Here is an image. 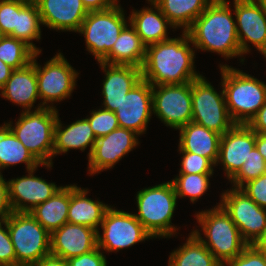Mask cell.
<instances>
[{
	"instance_id": "cell-1",
	"label": "cell",
	"mask_w": 266,
	"mask_h": 266,
	"mask_svg": "<svg viewBox=\"0 0 266 266\" xmlns=\"http://www.w3.org/2000/svg\"><path fill=\"white\" fill-rule=\"evenodd\" d=\"M181 37L146 47L141 67L143 80L155 86L188 83L202 76L194 70L195 50L190 48L188 33L183 31Z\"/></svg>"
},
{
	"instance_id": "cell-2",
	"label": "cell",
	"mask_w": 266,
	"mask_h": 266,
	"mask_svg": "<svg viewBox=\"0 0 266 266\" xmlns=\"http://www.w3.org/2000/svg\"><path fill=\"white\" fill-rule=\"evenodd\" d=\"M230 4L213 0L186 30L196 49L216 52L225 58L242 56Z\"/></svg>"
},
{
	"instance_id": "cell-3",
	"label": "cell",
	"mask_w": 266,
	"mask_h": 266,
	"mask_svg": "<svg viewBox=\"0 0 266 266\" xmlns=\"http://www.w3.org/2000/svg\"><path fill=\"white\" fill-rule=\"evenodd\" d=\"M226 106L235 124H248L266 102V84L242 70L220 65Z\"/></svg>"
},
{
	"instance_id": "cell-4",
	"label": "cell",
	"mask_w": 266,
	"mask_h": 266,
	"mask_svg": "<svg viewBox=\"0 0 266 266\" xmlns=\"http://www.w3.org/2000/svg\"><path fill=\"white\" fill-rule=\"evenodd\" d=\"M39 105L34 111H22L15 126L11 121L5 124L41 165L50 168L53 164L54 128L59 115L56 108Z\"/></svg>"
},
{
	"instance_id": "cell-5",
	"label": "cell",
	"mask_w": 266,
	"mask_h": 266,
	"mask_svg": "<svg viewBox=\"0 0 266 266\" xmlns=\"http://www.w3.org/2000/svg\"><path fill=\"white\" fill-rule=\"evenodd\" d=\"M196 219L208 241L203 239L199 230H193L192 233L223 266L240 255L248 246L238 227L220 204L199 212L196 214Z\"/></svg>"
},
{
	"instance_id": "cell-6",
	"label": "cell",
	"mask_w": 266,
	"mask_h": 266,
	"mask_svg": "<svg viewBox=\"0 0 266 266\" xmlns=\"http://www.w3.org/2000/svg\"><path fill=\"white\" fill-rule=\"evenodd\" d=\"M138 213L134 216L154 238L171 237L177 233L171 219L176 208L177 195L170 181L138 191Z\"/></svg>"
},
{
	"instance_id": "cell-7",
	"label": "cell",
	"mask_w": 266,
	"mask_h": 266,
	"mask_svg": "<svg viewBox=\"0 0 266 266\" xmlns=\"http://www.w3.org/2000/svg\"><path fill=\"white\" fill-rule=\"evenodd\" d=\"M16 266H31L51 254V234L29 212H13L6 220Z\"/></svg>"
},
{
	"instance_id": "cell-8",
	"label": "cell",
	"mask_w": 266,
	"mask_h": 266,
	"mask_svg": "<svg viewBox=\"0 0 266 266\" xmlns=\"http://www.w3.org/2000/svg\"><path fill=\"white\" fill-rule=\"evenodd\" d=\"M124 11L119 4L103 11H89L79 33L85 36L89 53L101 62L111 51L120 32L127 25Z\"/></svg>"
},
{
	"instance_id": "cell-9",
	"label": "cell",
	"mask_w": 266,
	"mask_h": 266,
	"mask_svg": "<svg viewBox=\"0 0 266 266\" xmlns=\"http://www.w3.org/2000/svg\"><path fill=\"white\" fill-rule=\"evenodd\" d=\"M192 121L220 135L235 125L223 88L219 94L203 76L192 81Z\"/></svg>"
},
{
	"instance_id": "cell-10",
	"label": "cell",
	"mask_w": 266,
	"mask_h": 266,
	"mask_svg": "<svg viewBox=\"0 0 266 266\" xmlns=\"http://www.w3.org/2000/svg\"><path fill=\"white\" fill-rule=\"evenodd\" d=\"M40 53L36 52L31 62L36 70L38 94L40 99H43L44 107L55 108L47 104L68 98L76 86V78L79 73L73 69L61 53L55 55L41 68L35 59Z\"/></svg>"
},
{
	"instance_id": "cell-11",
	"label": "cell",
	"mask_w": 266,
	"mask_h": 266,
	"mask_svg": "<svg viewBox=\"0 0 266 266\" xmlns=\"http://www.w3.org/2000/svg\"><path fill=\"white\" fill-rule=\"evenodd\" d=\"M152 106L166 126L180 129L192 121V82L152 86Z\"/></svg>"
},
{
	"instance_id": "cell-12",
	"label": "cell",
	"mask_w": 266,
	"mask_h": 266,
	"mask_svg": "<svg viewBox=\"0 0 266 266\" xmlns=\"http://www.w3.org/2000/svg\"><path fill=\"white\" fill-rule=\"evenodd\" d=\"M221 197L219 204L236 224L243 240L253 245L266 230V209L240 188L226 190Z\"/></svg>"
},
{
	"instance_id": "cell-13",
	"label": "cell",
	"mask_w": 266,
	"mask_h": 266,
	"mask_svg": "<svg viewBox=\"0 0 266 266\" xmlns=\"http://www.w3.org/2000/svg\"><path fill=\"white\" fill-rule=\"evenodd\" d=\"M97 232V247L107 252L119 251L138 242L153 238L134 214L109 207Z\"/></svg>"
},
{
	"instance_id": "cell-14",
	"label": "cell",
	"mask_w": 266,
	"mask_h": 266,
	"mask_svg": "<svg viewBox=\"0 0 266 266\" xmlns=\"http://www.w3.org/2000/svg\"><path fill=\"white\" fill-rule=\"evenodd\" d=\"M233 4L242 56L250 51L247 42L263 55L266 52V11L256 0H234Z\"/></svg>"
},
{
	"instance_id": "cell-15",
	"label": "cell",
	"mask_w": 266,
	"mask_h": 266,
	"mask_svg": "<svg viewBox=\"0 0 266 266\" xmlns=\"http://www.w3.org/2000/svg\"><path fill=\"white\" fill-rule=\"evenodd\" d=\"M134 131L117 128L108 135L98 137L89 157L88 171L90 175L111 169L139 143Z\"/></svg>"
},
{
	"instance_id": "cell-16",
	"label": "cell",
	"mask_w": 266,
	"mask_h": 266,
	"mask_svg": "<svg viewBox=\"0 0 266 266\" xmlns=\"http://www.w3.org/2000/svg\"><path fill=\"white\" fill-rule=\"evenodd\" d=\"M152 111V85L142 79L124 96L115 114L121 128L142 135L146 132Z\"/></svg>"
},
{
	"instance_id": "cell-17",
	"label": "cell",
	"mask_w": 266,
	"mask_h": 266,
	"mask_svg": "<svg viewBox=\"0 0 266 266\" xmlns=\"http://www.w3.org/2000/svg\"><path fill=\"white\" fill-rule=\"evenodd\" d=\"M256 132L246 124H235L221 135L216 165L221 162L230 180L243 166L255 148Z\"/></svg>"
},
{
	"instance_id": "cell-18",
	"label": "cell",
	"mask_w": 266,
	"mask_h": 266,
	"mask_svg": "<svg viewBox=\"0 0 266 266\" xmlns=\"http://www.w3.org/2000/svg\"><path fill=\"white\" fill-rule=\"evenodd\" d=\"M36 169L29 170L28 176L7 181L9 201L13 212H29L62 188V186L57 187L54 182L48 183L34 176Z\"/></svg>"
},
{
	"instance_id": "cell-19",
	"label": "cell",
	"mask_w": 266,
	"mask_h": 266,
	"mask_svg": "<svg viewBox=\"0 0 266 266\" xmlns=\"http://www.w3.org/2000/svg\"><path fill=\"white\" fill-rule=\"evenodd\" d=\"M51 254L68 260L97 247V231L88 226L65 223L50 236Z\"/></svg>"
},
{
	"instance_id": "cell-20",
	"label": "cell",
	"mask_w": 266,
	"mask_h": 266,
	"mask_svg": "<svg viewBox=\"0 0 266 266\" xmlns=\"http://www.w3.org/2000/svg\"><path fill=\"white\" fill-rule=\"evenodd\" d=\"M42 24L50 29L78 32L88 11L81 0H36Z\"/></svg>"
},
{
	"instance_id": "cell-21",
	"label": "cell",
	"mask_w": 266,
	"mask_h": 266,
	"mask_svg": "<svg viewBox=\"0 0 266 266\" xmlns=\"http://www.w3.org/2000/svg\"><path fill=\"white\" fill-rule=\"evenodd\" d=\"M104 70L102 95L104 109L115 112L124 96L142 80L141 68L98 62Z\"/></svg>"
},
{
	"instance_id": "cell-22",
	"label": "cell",
	"mask_w": 266,
	"mask_h": 266,
	"mask_svg": "<svg viewBox=\"0 0 266 266\" xmlns=\"http://www.w3.org/2000/svg\"><path fill=\"white\" fill-rule=\"evenodd\" d=\"M179 151L191 152L210 159L215 165L221 135L193 121L179 129Z\"/></svg>"
},
{
	"instance_id": "cell-23",
	"label": "cell",
	"mask_w": 266,
	"mask_h": 266,
	"mask_svg": "<svg viewBox=\"0 0 266 266\" xmlns=\"http://www.w3.org/2000/svg\"><path fill=\"white\" fill-rule=\"evenodd\" d=\"M3 98L30 111L39 97L35 66L30 63L22 69H15L6 84L0 89Z\"/></svg>"
},
{
	"instance_id": "cell-24",
	"label": "cell",
	"mask_w": 266,
	"mask_h": 266,
	"mask_svg": "<svg viewBox=\"0 0 266 266\" xmlns=\"http://www.w3.org/2000/svg\"><path fill=\"white\" fill-rule=\"evenodd\" d=\"M87 194V189L70 185L68 223L88 226L99 232L98 226L101 225L104 214L110 206L100 200L93 201L87 198Z\"/></svg>"
},
{
	"instance_id": "cell-25",
	"label": "cell",
	"mask_w": 266,
	"mask_h": 266,
	"mask_svg": "<svg viewBox=\"0 0 266 266\" xmlns=\"http://www.w3.org/2000/svg\"><path fill=\"white\" fill-rule=\"evenodd\" d=\"M148 1L153 5L152 8L133 10L129 17V23L146 46L170 39L167 35V27L174 28L160 8L152 0Z\"/></svg>"
},
{
	"instance_id": "cell-26",
	"label": "cell",
	"mask_w": 266,
	"mask_h": 266,
	"mask_svg": "<svg viewBox=\"0 0 266 266\" xmlns=\"http://www.w3.org/2000/svg\"><path fill=\"white\" fill-rule=\"evenodd\" d=\"M60 121L58 117L54 128L53 156L66 153L70 149H80L84 151L90 146L88 153L89 158L97 139L91 129L89 121L86 118L77 120L67 125L64 129Z\"/></svg>"
},
{
	"instance_id": "cell-27",
	"label": "cell",
	"mask_w": 266,
	"mask_h": 266,
	"mask_svg": "<svg viewBox=\"0 0 266 266\" xmlns=\"http://www.w3.org/2000/svg\"><path fill=\"white\" fill-rule=\"evenodd\" d=\"M126 25L120 32L111 51L101 61L112 65H130L141 68L146 55V45L135 29Z\"/></svg>"
},
{
	"instance_id": "cell-28",
	"label": "cell",
	"mask_w": 266,
	"mask_h": 266,
	"mask_svg": "<svg viewBox=\"0 0 266 266\" xmlns=\"http://www.w3.org/2000/svg\"><path fill=\"white\" fill-rule=\"evenodd\" d=\"M70 185L62 186L51 198L35 206L29 213L50 234L68 222Z\"/></svg>"
},
{
	"instance_id": "cell-29",
	"label": "cell",
	"mask_w": 266,
	"mask_h": 266,
	"mask_svg": "<svg viewBox=\"0 0 266 266\" xmlns=\"http://www.w3.org/2000/svg\"><path fill=\"white\" fill-rule=\"evenodd\" d=\"M175 28L186 31L213 0H152Z\"/></svg>"
},
{
	"instance_id": "cell-30",
	"label": "cell",
	"mask_w": 266,
	"mask_h": 266,
	"mask_svg": "<svg viewBox=\"0 0 266 266\" xmlns=\"http://www.w3.org/2000/svg\"><path fill=\"white\" fill-rule=\"evenodd\" d=\"M40 25H42V21L36 3L17 0L16 27L8 36L24 41L35 52H41L31 42L41 39Z\"/></svg>"
},
{
	"instance_id": "cell-31",
	"label": "cell",
	"mask_w": 266,
	"mask_h": 266,
	"mask_svg": "<svg viewBox=\"0 0 266 266\" xmlns=\"http://www.w3.org/2000/svg\"><path fill=\"white\" fill-rule=\"evenodd\" d=\"M18 163H25L27 171L41 165L4 123L0 126V170Z\"/></svg>"
},
{
	"instance_id": "cell-32",
	"label": "cell",
	"mask_w": 266,
	"mask_h": 266,
	"mask_svg": "<svg viewBox=\"0 0 266 266\" xmlns=\"http://www.w3.org/2000/svg\"><path fill=\"white\" fill-rule=\"evenodd\" d=\"M168 266H223L191 232L186 243L169 256Z\"/></svg>"
},
{
	"instance_id": "cell-33",
	"label": "cell",
	"mask_w": 266,
	"mask_h": 266,
	"mask_svg": "<svg viewBox=\"0 0 266 266\" xmlns=\"http://www.w3.org/2000/svg\"><path fill=\"white\" fill-rule=\"evenodd\" d=\"M35 53L24 41L8 35H3L0 38V60L13 69H22L28 66Z\"/></svg>"
},
{
	"instance_id": "cell-34",
	"label": "cell",
	"mask_w": 266,
	"mask_h": 266,
	"mask_svg": "<svg viewBox=\"0 0 266 266\" xmlns=\"http://www.w3.org/2000/svg\"><path fill=\"white\" fill-rule=\"evenodd\" d=\"M213 174H179L171 182L175 188L177 198L188 196L194 203L209 187V177Z\"/></svg>"
},
{
	"instance_id": "cell-35",
	"label": "cell",
	"mask_w": 266,
	"mask_h": 266,
	"mask_svg": "<svg viewBox=\"0 0 266 266\" xmlns=\"http://www.w3.org/2000/svg\"><path fill=\"white\" fill-rule=\"evenodd\" d=\"M265 173L266 162L255 147L250 151V156L230 181L233 183L234 188H241L248 181L256 179Z\"/></svg>"
},
{
	"instance_id": "cell-36",
	"label": "cell",
	"mask_w": 266,
	"mask_h": 266,
	"mask_svg": "<svg viewBox=\"0 0 266 266\" xmlns=\"http://www.w3.org/2000/svg\"><path fill=\"white\" fill-rule=\"evenodd\" d=\"M90 115L86 119L89 121L96 138L108 135L120 127L115 112L103 108L92 111Z\"/></svg>"
},
{
	"instance_id": "cell-37",
	"label": "cell",
	"mask_w": 266,
	"mask_h": 266,
	"mask_svg": "<svg viewBox=\"0 0 266 266\" xmlns=\"http://www.w3.org/2000/svg\"><path fill=\"white\" fill-rule=\"evenodd\" d=\"M182 162L179 174H213L215 164L208 158L191 152L180 151Z\"/></svg>"
},
{
	"instance_id": "cell-38",
	"label": "cell",
	"mask_w": 266,
	"mask_h": 266,
	"mask_svg": "<svg viewBox=\"0 0 266 266\" xmlns=\"http://www.w3.org/2000/svg\"><path fill=\"white\" fill-rule=\"evenodd\" d=\"M17 0H0V32L9 35L16 27Z\"/></svg>"
},
{
	"instance_id": "cell-39",
	"label": "cell",
	"mask_w": 266,
	"mask_h": 266,
	"mask_svg": "<svg viewBox=\"0 0 266 266\" xmlns=\"http://www.w3.org/2000/svg\"><path fill=\"white\" fill-rule=\"evenodd\" d=\"M227 266H266V255L254 245H248L240 255L229 261Z\"/></svg>"
},
{
	"instance_id": "cell-40",
	"label": "cell",
	"mask_w": 266,
	"mask_h": 266,
	"mask_svg": "<svg viewBox=\"0 0 266 266\" xmlns=\"http://www.w3.org/2000/svg\"><path fill=\"white\" fill-rule=\"evenodd\" d=\"M0 263L4 266H16V254L5 220H0Z\"/></svg>"
},
{
	"instance_id": "cell-41",
	"label": "cell",
	"mask_w": 266,
	"mask_h": 266,
	"mask_svg": "<svg viewBox=\"0 0 266 266\" xmlns=\"http://www.w3.org/2000/svg\"><path fill=\"white\" fill-rule=\"evenodd\" d=\"M258 206L266 209V173L248 181L241 188Z\"/></svg>"
},
{
	"instance_id": "cell-42",
	"label": "cell",
	"mask_w": 266,
	"mask_h": 266,
	"mask_svg": "<svg viewBox=\"0 0 266 266\" xmlns=\"http://www.w3.org/2000/svg\"><path fill=\"white\" fill-rule=\"evenodd\" d=\"M96 247L94 250L67 260L68 266H107L106 256Z\"/></svg>"
},
{
	"instance_id": "cell-43",
	"label": "cell",
	"mask_w": 266,
	"mask_h": 266,
	"mask_svg": "<svg viewBox=\"0 0 266 266\" xmlns=\"http://www.w3.org/2000/svg\"><path fill=\"white\" fill-rule=\"evenodd\" d=\"M13 210L9 201L8 182L3 178L0 171V220H6Z\"/></svg>"
},
{
	"instance_id": "cell-44",
	"label": "cell",
	"mask_w": 266,
	"mask_h": 266,
	"mask_svg": "<svg viewBox=\"0 0 266 266\" xmlns=\"http://www.w3.org/2000/svg\"><path fill=\"white\" fill-rule=\"evenodd\" d=\"M247 125L256 133L266 134V102Z\"/></svg>"
},
{
	"instance_id": "cell-45",
	"label": "cell",
	"mask_w": 266,
	"mask_h": 266,
	"mask_svg": "<svg viewBox=\"0 0 266 266\" xmlns=\"http://www.w3.org/2000/svg\"><path fill=\"white\" fill-rule=\"evenodd\" d=\"M83 6L89 11H103L117 3L116 0H81Z\"/></svg>"
},
{
	"instance_id": "cell-46",
	"label": "cell",
	"mask_w": 266,
	"mask_h": 266,
	"mask_svg": "<svg viewBox=\"0 0 266 266\" xmlns=\"http://www.w3.org/2000/svg\"><path fill=\"white\" fill-rule=\"evenodd\" d=\"M31 266H68V264L63 258L49 254Z\"/></svg>"
},
{
	"instance_id": "cell-47",
	"label": "cell",
	"mask_w": 266,
	"mask_h": 266,
	"mask_svg": "<svg viewBox=\"0 0 266 266\" xmlns=\"http://www.w3.org/2000/svg\"><path fill=\"white\" fill-rule=\"evenodd\" d=\"M15 69L0 60V89L6 84Z\"/></svg>"
},
{
	"instance_id": "cell-48",
	"label": "cell",
	"mask_w": 266,
	"mask_h": 266,
	"mask_svg": "<svg viewBox=\"0 0 266 266\" xmlns=\"http://www.w3.org/2000/svg\"><path fill=\"white\" fill-rule=\"evenodd\" d=\"M255 147L266 162V134L256 133Z\"/></svg>"
},
{
	"instance_id": "cell-49",
	"label": "cell",
	"mask_w": 266,
	"mask_h": 266,
	"mask_svg": "<svg viewBox=\"0 0 266 266\" xmlns=\"http://www.w3.org/2000/svg\"><path fill=\"white\" fill-rule=\"evenodd\" d=\"M260 252L266 255V230L261 237L253 244Z\"/></svg>"
},
{
	"instance_id": "cell-50",
	"label": "cell",
	"mask_w": 266,
	"mask_h": 266,
	"mask_svg": "<svg viewBox=\"0 0 266 266\" xmlns=\"http://www.w3.org/2000/svg\"><path fill=\"white\" fill-rule=\"evenodd\" d=\"M260 6L266 11V0H256Z\"/></svg>"
},
{
	"instance_id": "cell-51",
	"label": "cell",
	"mask_w": 266,
	"mask_h": 266,
	"mask_svg": "<svg viewBox=\"0 0 266 266\" xmlns=\"http://www.w3.org/2000/svg\"><path fill=\"white\" fill-rule=\"evenodd\" d=\"M24 1H27V2H35L36 0H24Z\"/></svg>"
}]
</instances>
